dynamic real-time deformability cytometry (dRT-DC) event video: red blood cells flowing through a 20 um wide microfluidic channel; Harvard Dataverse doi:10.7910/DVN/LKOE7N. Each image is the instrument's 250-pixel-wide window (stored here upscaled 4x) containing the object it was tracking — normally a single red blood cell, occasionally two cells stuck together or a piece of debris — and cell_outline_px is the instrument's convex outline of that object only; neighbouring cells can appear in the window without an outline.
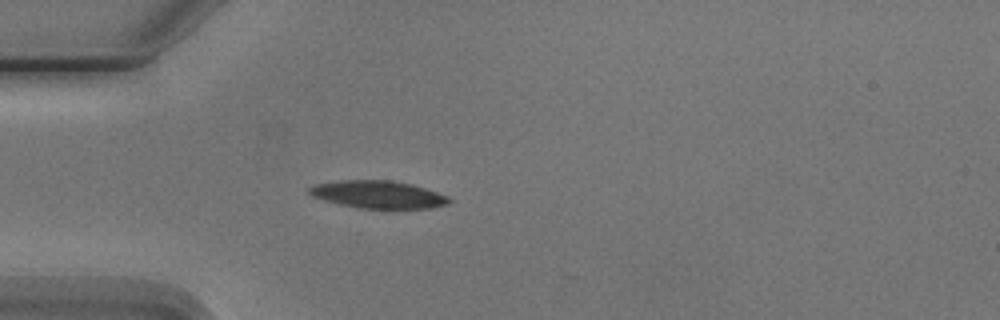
{"species": "Egyptian fruit bat (a non-hibernating species)", "species_latin": "Rousettus aegyptiacus", "temperature_condition": "cold", "stored_images_in_passage": 1, "camera_frame_rate_fps": 3000, "um_per_image_px": 0.085, "animal": {"sex": "male"}, "frame": {"image": 1, "passage_image": 1, "time_ms": 0.0, "image_size_px": [1000, 320], "cell_outline_px": [[452, 200], [448, 204], [432, 208], [356, 208], [324, 200], [312, 196], [308, 192], [308, 188], [316, 184], [344, 180], [392, 180], [412, 184], [448, 196]], "centroid_in_image_um": [32.15, 16.53], "position_along_channel_um": 52.9, "area_um2": 22.37}}